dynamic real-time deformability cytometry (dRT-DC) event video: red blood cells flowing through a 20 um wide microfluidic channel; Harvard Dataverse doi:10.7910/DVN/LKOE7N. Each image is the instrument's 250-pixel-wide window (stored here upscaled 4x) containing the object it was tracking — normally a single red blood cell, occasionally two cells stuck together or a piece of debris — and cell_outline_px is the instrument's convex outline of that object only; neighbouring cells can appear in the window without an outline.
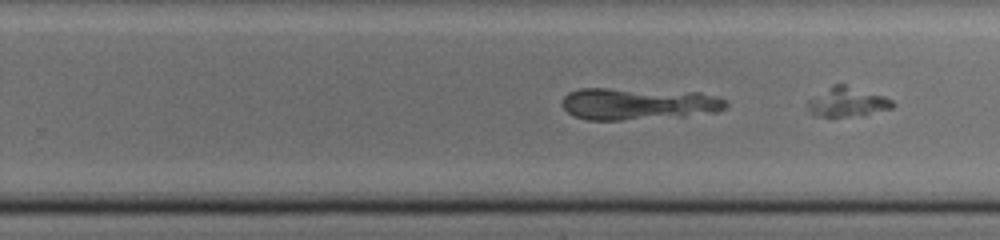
{"species": "common noctule bat (a hibernating species)", "species_latin": "Nyctalus noctula", "temperature_condition": "cold", "stored_images_in_passage": 39, "segment_of_instrument_passage": [2, 2], "camera_frame_rate_fps": 3000, "um_per_image_px": 0.085, "animal": {"sex": "male", "body_mass_g": 20.0, "forearm_length_mm": 53.3}, "frame": {"image": 1, "passage_image": 31, "time_ms": 10.0, "image_size_px": [1000, 240], "cell_outline_px": [[728, 104], [724, 108], [716, 112], [684, 116], [620, 120], [588, 120], [572, 116], [560, 104], [564, 96], [568, 92], [580, 88], [608, 88], [700, 92], [720, 96], [728, 100]], "centroid_in_image_um": [54.26, 8.82], "position_along_channel_um": 275.5, "area_um2": 30.98}}
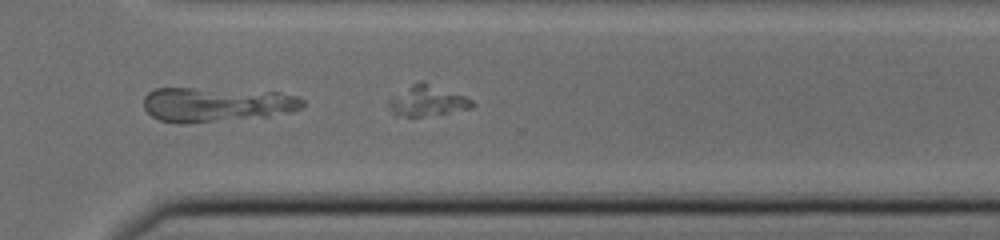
{"frame": {"image": 2, "passage_image": 37, "time_ms": 12.0, "image_size_px": [1000, 240], "cell_outline_px": [[304, 108], [292, 112], [268, 116], [188, 124], [176, 124], [160, 120], [152, 116], [144, 108], [144, 96], [148, 92], [156, 88], [192, 88], [276, 92], [300, 96], [304, 100]], "centroid_in_image_um": [18.42, 8.89], "position_along_channel_um": 352.2, "area_um2": 32.25}}